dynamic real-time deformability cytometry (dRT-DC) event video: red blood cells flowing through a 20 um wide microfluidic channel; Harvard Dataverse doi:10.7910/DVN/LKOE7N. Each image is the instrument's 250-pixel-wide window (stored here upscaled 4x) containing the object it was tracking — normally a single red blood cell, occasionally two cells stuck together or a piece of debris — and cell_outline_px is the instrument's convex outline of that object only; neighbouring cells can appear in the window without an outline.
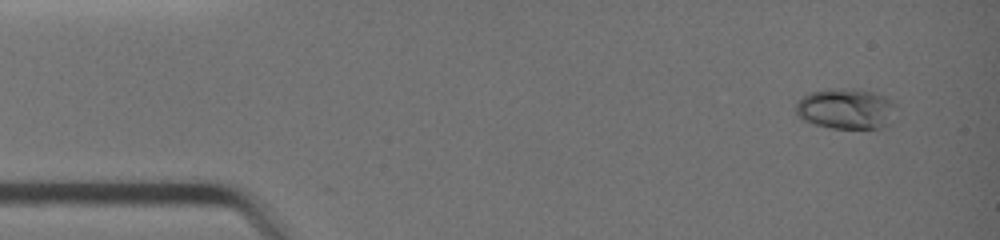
{"species": "common noctule bat (a hibernating species)", "species_latin": "Nyctalus noctula", "temperature_condition": "warm", "stored_images_in_passage": 3, "camera_frame_rate_fps": 3000, "um_per_image_px": 0.085, "animal": {"sex": "female", "body_mass_g": 19.0, "forearm_length_mm": 51.5}, "frame": {"image": 1, "passage_image": 1, "time_ms": 0.0, "image_size_px": [1000, 240], "cell_outline_px": [[896, 104], [892, 124], [880, 128], [832, 128], [816, 124], [804, 120], [796, 116], [796, 104], [804, 96], [812, 92], [828, 88], [856, 88], [876, 92], [892, 100]], "centroid_in_image_um": [71.96, 9.23], "position_along_channel_um": 13.0, "area_um2": 24.1}}